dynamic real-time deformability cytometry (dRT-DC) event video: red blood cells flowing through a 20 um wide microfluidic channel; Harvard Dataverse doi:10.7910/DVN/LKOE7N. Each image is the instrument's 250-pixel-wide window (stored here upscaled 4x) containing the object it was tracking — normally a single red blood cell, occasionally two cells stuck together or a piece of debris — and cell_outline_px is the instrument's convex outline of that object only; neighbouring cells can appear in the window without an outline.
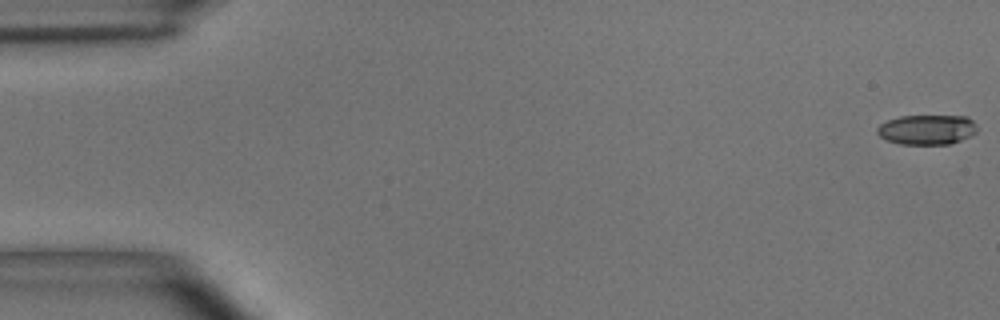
{"species": "common noctule bat (a hibernating species)", "species_latin": "Nyctalus noctula", "temperature_condition": "room temperature", "stored_images_in_passage": 15, "camera_frame_rate_fps": 3000, "um_per_image_px": 0.085, "animal": {"sex": "male", "body_mass_g": 15.6}, "frame": {"image": 1, "passage_image": 1, "time_ms": 0.0, "image_size_px": [1000, 320], "cell_outline_px": [[976, 132], [960, 140], [948, 144], [900, 144], [888, 140], [880, 136], [876, 132], [876, 128], [880, 124], [888, 120], [900, 116], [968, 116], [976, 124]], "centroid_in_image_um": [78.77, 11.01], "position_along_channel_um": 6.2, "area_um2": 17.28}}
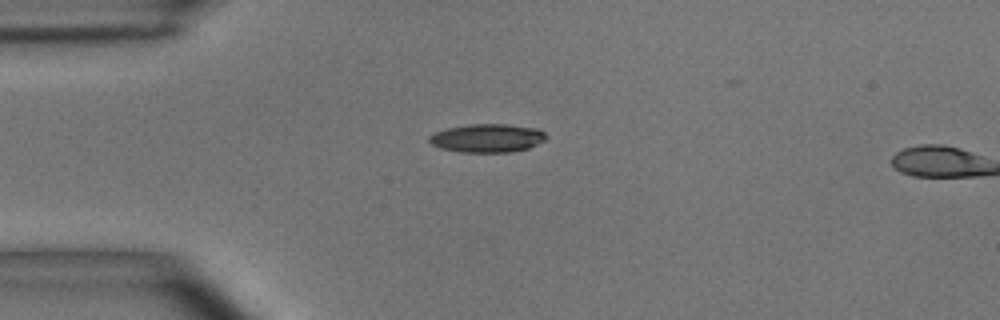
{"frame": {"image": 2, "passage_image": 14, "time_ms": 4.333, "image_size_px": [1000, 320], "cell_outline_px": [[548, 136], [544, 140], [528, 148], [508, 152], [460, 152], [440, 148], [432, 144], [428, 140], [428, 136], [436, 132], [448, 128], [468, 124], [508, 124], [540, 128]], "centroid_in_image_um": [41.43, 11.73], "position_along_channel_um": 43.6, "area_um2": 19.42}}